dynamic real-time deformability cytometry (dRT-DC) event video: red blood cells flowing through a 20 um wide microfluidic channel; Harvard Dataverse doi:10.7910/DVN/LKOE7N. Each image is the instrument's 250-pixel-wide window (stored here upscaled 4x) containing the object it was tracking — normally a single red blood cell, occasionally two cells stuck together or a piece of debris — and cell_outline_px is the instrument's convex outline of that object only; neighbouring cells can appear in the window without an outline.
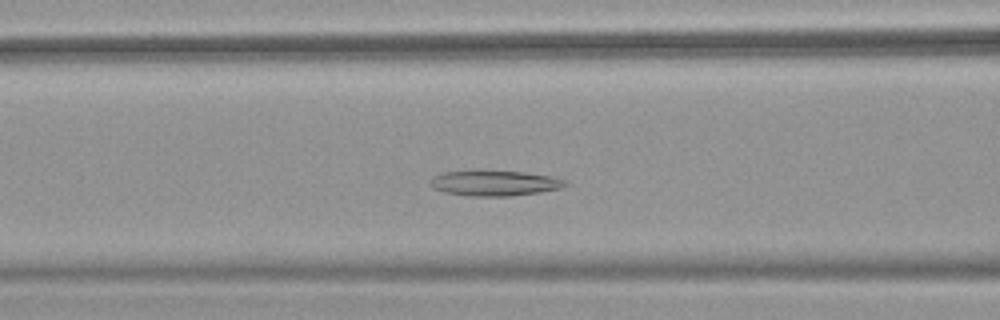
{"species": "common noctule bat (a hibernating species)", "species_latin": "Nyctalus noctula", "temperature_condition": "warm", "stored_images_in_passage": 46, "camera_frame_rate_fps": 3000, "um_per_image_px": 0.085, "animal": {"sex": "female", "body_mass_g": 18.4}, "frame": {"image": 1, "passage_image": 16, "time_ms": 5.0, "image_size_px": [1000, 320], "cell_outline_px": [[568, 184], [560, 188], [540, 192], [512, 196], [468, 196], [444, 192], [432, 188], [428, 184], [432, 176], [440, 172], [476, 168], [524, 172], [552, 176], [568, 180]], "centroid_in_image_um": [41.96, 15.52], "position_along_channel_um": 124.6, "area_um2": 21.04}}
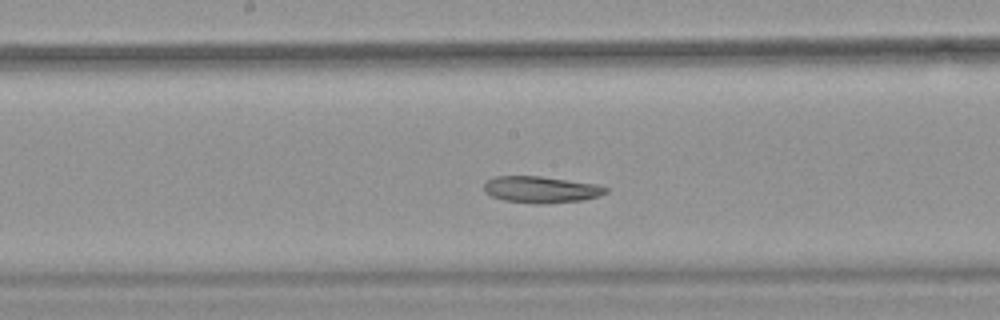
{"frame": {"image": 2, "passage_image": 22, "time_ms": 7.0, "image_size_px": [1000, 320], "cell_outline_px": [[608, 192], [600, 196], [584, 200], [544, 204], [536, 204], [504, 200], [492, 196], [484, 192], [484, 184], [488, 180], [496, 176], [540, 176], [596, 184], [608, 188]], "centroid_in_image_um": [46.01, 16.12], "position_along_channel_um": 202.2, "area_um2": 18.9}}
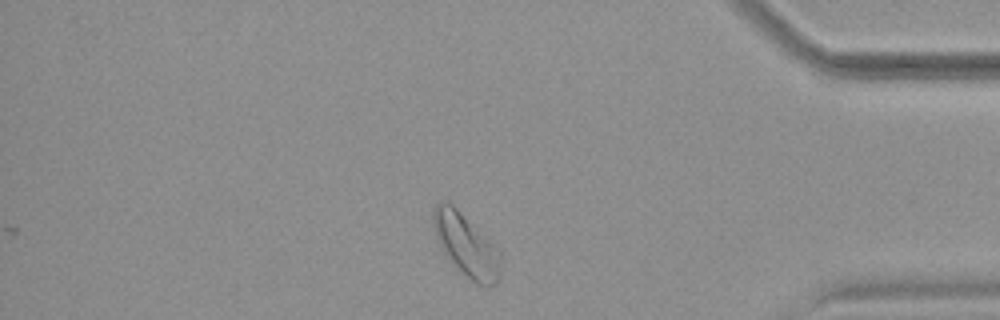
{"frame": {"image": 3, "passage_image": 39, "time_ms": 12.667, "image_size_px": [1000, 320], "cell_outline_px": [[500, 276], [488, 288], [484, 288], [468, 280], [448, 256], [440, 244], [436, 236], [432, 224], [432, 208], [440, 200], [444, 200], [452, 204], [492, 240], [500, 252]], "centroid_in_image_um": [39.64, 20.82], "position_along_channel_um": 395.6, "area_um2": 24.74}, "authors_computed_cell_mechanics": {"area_um2": 21.8484, "velocity_mm_per_s": 3.8998, "shape_relaxation_time_tau1_ms": 8.6008, "shape_relaxation_time_tau2_ms": 10.511, "deformation_change_tau1": 0.1755, "deformation_change_tau2": 0.1837}}